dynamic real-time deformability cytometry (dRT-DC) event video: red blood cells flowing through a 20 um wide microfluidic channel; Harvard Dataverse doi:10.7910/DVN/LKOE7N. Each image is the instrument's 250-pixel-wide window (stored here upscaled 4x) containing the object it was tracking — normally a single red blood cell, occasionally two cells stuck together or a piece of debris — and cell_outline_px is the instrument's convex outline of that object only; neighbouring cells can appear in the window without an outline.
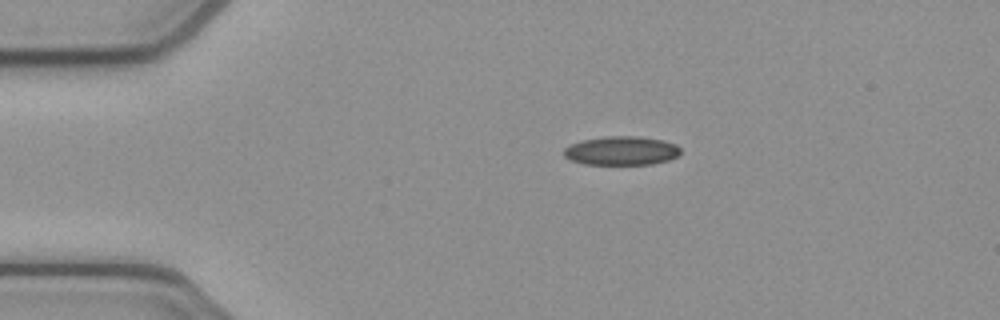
{"species": "common noctule bat (a hibernating species)", "species_latin": "Nyctalus noctula", "temperature_condition": "cold", "stored_images_in_passage": 43, "camera_frame_rate_fps": 3000, "um_per_image_px": 0.085, "animal": {"sex": "female", "body_mass_g": 21.9}, "frame": {"image": 1, "passage_image": 1, "time_ms": 0.0, "image_size_px": [1000, 320], "cell_outline_px": [[680, 152], [676, 156], [668, 160], [652, 164], [584, 164], [572, 160], [564, 156], [564, 148], [572, 144], [584, 140], [604, 136], [640, 136], [664, 140], [676, 144], [680, 148]], "centroid_in_image_um": [52.84, 12.8], "position_along_channel_um": 32.2, "area_um2": 19.54}}
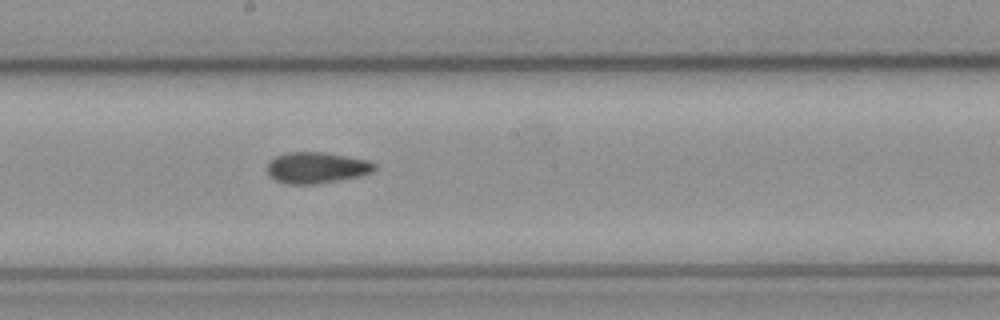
{"frame": {"image": 2, "passage_image": 19, "time_ms": 6.0, "image_size_px": [1000, 320], "cell_outline_px": [[376, 168], [372, 172], [360, 176], [340, 180], [316, 184], [288, 184], [276, 180], [268, 176], [264, 168], [268, 160], [276, 156], [288, 152], [324, 152], [368, 160], [376, 164]], "centroid_in_image_um": [26.85, 14.25], "position_along_channel_um": 221.3, "area_um2": 19.83}}
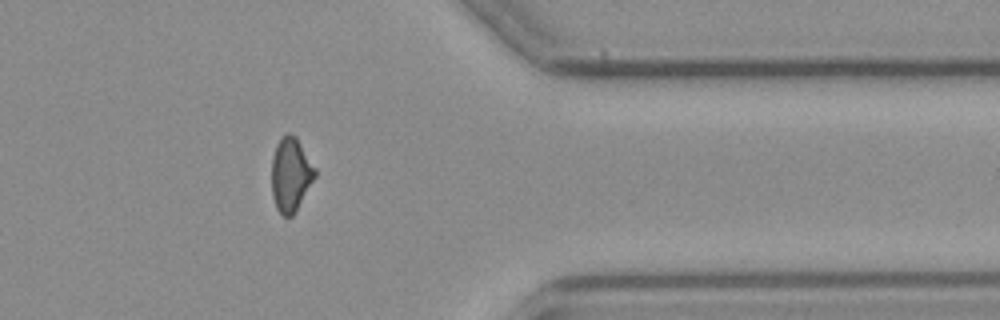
{"frame": {"image": 3, "passage_image": 33, "time_ms": 10.667, "image_size_px": [1000, 320], "cell_outline_px": [[316, 176], [292, 216], [284, 216], [276, 208], [272, 196], [272, 156], [276, 144], [288, 132], [296, 136], [316, 168]], "centroid_in_image_um": [24.71, 14.81], "position_along_channel_um": 386.7, "area_um2": 18.55}, "authors_computed_cell_mechanics": {"area_um2": 19.363, "velocity_mm_per_s": 3.8995, "shape_relaxation_time_tau1_ms": null, "shape_relaxation_time_tau2_ms": 7.0748, "deformation_change_tau1": null, "deformation_change_tau2": 0.1351}}